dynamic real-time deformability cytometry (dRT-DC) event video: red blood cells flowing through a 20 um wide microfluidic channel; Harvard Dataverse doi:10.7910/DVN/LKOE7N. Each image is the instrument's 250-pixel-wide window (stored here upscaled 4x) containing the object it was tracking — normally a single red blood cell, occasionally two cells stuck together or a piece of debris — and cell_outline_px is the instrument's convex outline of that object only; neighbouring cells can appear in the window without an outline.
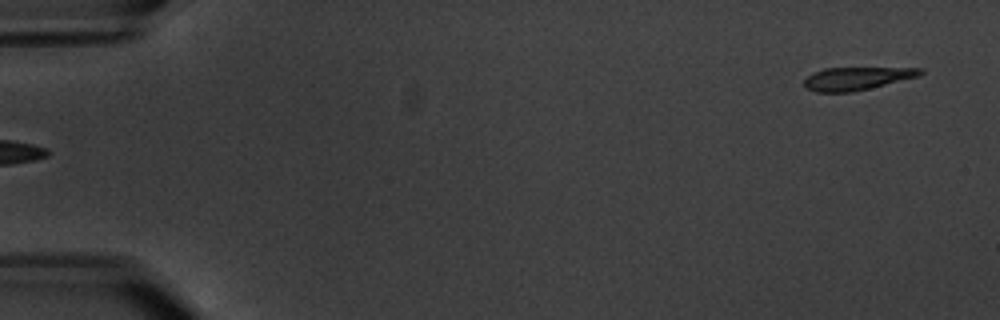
{"species": "common noctule bat (a hibernating species)", "species_latin": "Nyctalus noctula", "temperature_condition": "warm", "stored_images_in_passage": 6, "segment_of_instrument_passage": [2, 2], "camera_frame_rate_fps": 3000, "um_per_image_px": 0.085, "animal": {"sex": "male", "body_mass_g": 20.1, "forearm_length_mm": 53.5}, "frame": {"image": 1, "passage_image": 6, "time_ms": 6.0, "image_size_px": [1000, 320], "cell_outline_px": [[924, 72], [920, 76], [852, 92], [816, 92], [808, 88], [804, 84], [804, 80], [808, 76], [824, 68], [924, 68]], "centroid_in_image_um": [72.86, 6.67], "position_along_channel_um": 12.1, "area_um2": 15.32}}